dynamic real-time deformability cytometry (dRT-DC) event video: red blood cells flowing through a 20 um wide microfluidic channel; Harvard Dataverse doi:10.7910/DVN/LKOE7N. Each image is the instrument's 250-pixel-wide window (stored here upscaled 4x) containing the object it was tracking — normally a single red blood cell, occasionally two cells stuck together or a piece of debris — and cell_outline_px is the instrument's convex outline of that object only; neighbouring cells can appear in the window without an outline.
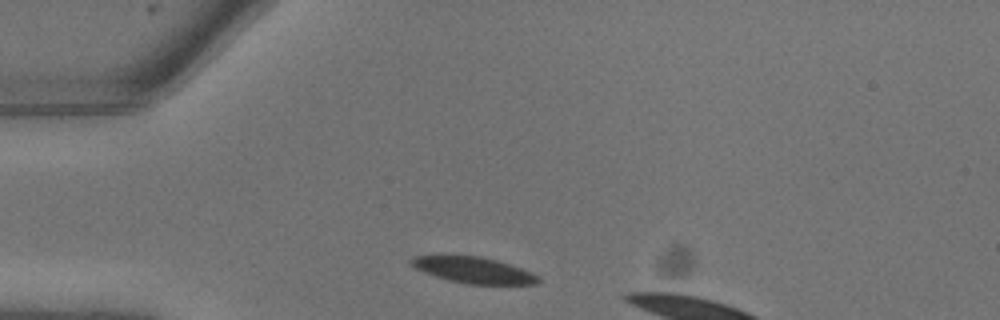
{"species": "common noctule bat (a hibernating species)", "species_latin": "Nyctalus noctula", "temperature_condition": "warm", "stored_images_in_passage": 3, "camera_frame_rate_fps": 3000, "um_per_image_px": 0.085, "animal": {"sex": "male", "body_mass_g": 13.3}, "frame": {"image": 1, "passage_image": 1, "time_ms": 0.0, "image_size_px": [1000, 320], "cell_outline_px": [[540, 280], [536, 284], [468, 284], [448, 280], [424, 272], [416, 268], [408, 260], [416, 256], [480, 256], [496, 260], [532, 272]], "centroid_in_image_um": [40.25, 22.96], "position_along_channel_um": 44.7, "area_um2": 18.9}}